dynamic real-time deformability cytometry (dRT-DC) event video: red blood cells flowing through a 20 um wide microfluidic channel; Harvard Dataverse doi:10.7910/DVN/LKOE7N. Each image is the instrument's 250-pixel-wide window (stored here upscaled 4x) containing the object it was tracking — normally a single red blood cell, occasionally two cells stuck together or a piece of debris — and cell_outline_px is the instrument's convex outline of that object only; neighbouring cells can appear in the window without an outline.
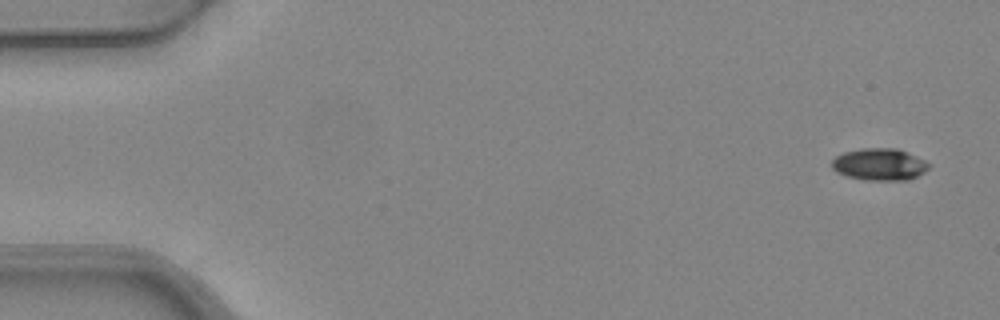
{"species": "common noctule bat (a hibernating species)", "species_latin": "Nyctalus noctula", "temperature_condition": "warm", "stored_images_in_passage": 4, "camera_frame_rate_fps": 3000, "um_per_image_px": 0.085, "animal": {"sex": "female", "body_mass_g": 24.6, "forearm_length_mm": 56.2}, "frame": {"image": 1, "passage_image": 1, "time_ms": 0.0, "image_size_px": [1000, 320], "cell_outline_px": [[932, 164], [924, 172], [908, 180], [864, 180], [848, 176], [836, 172], [832, 168], [832, 160], [836, 156], [844, 152], [860, 148], [896, 148], [916, 156]], "centroid_in_image_um": [74.75, 13.97], "position_along_channel_um": 10.2, "area_um2": 18.09}}
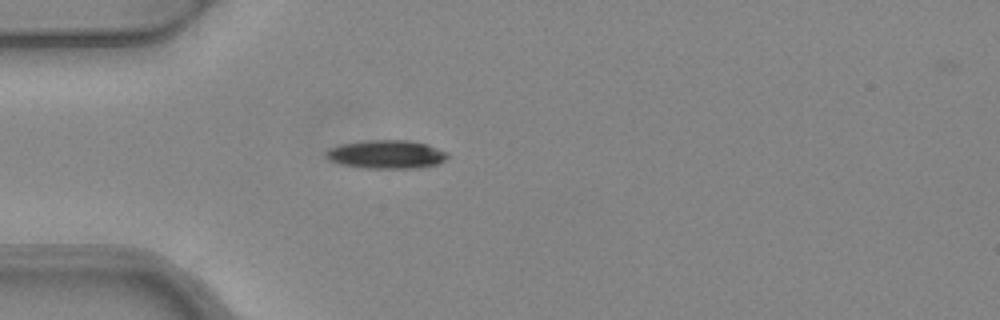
{"frame": {"image": 2, "passage_image": 4, "time_ms": 1.0, "image_size_px": [1000, 320], "cell_outline_px": [[448, 156], [444, 160], [436, 164], [416, 168], [364, 168], [340, 164], [328, 160], [324, 156], [324, 152], [328, 148], [340, 144], [368, 140], [408, 140], [428, 144], [444, 152]], "centroid_in_image_um": [32.75, 13.12], "position_along_channel_um": 52.2, "area_um2": 20.17}}